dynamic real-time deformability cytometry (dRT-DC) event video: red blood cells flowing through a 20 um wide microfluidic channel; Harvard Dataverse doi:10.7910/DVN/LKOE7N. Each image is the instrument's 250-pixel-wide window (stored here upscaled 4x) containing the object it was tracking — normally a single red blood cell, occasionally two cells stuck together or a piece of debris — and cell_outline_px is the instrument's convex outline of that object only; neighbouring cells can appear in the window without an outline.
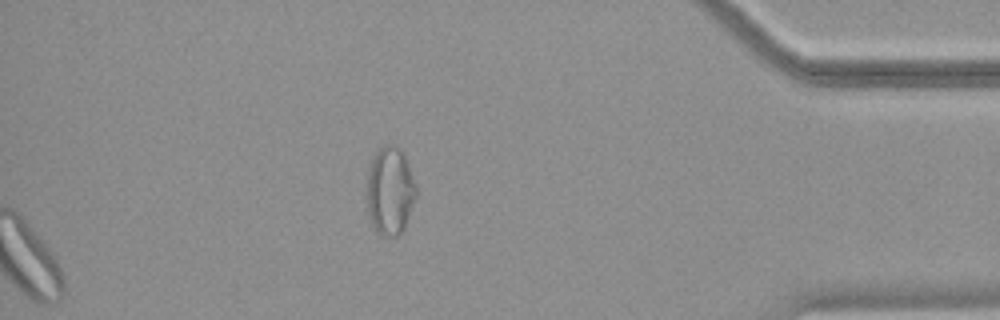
{"species": "common noctule bat (a hibernating species)", "species_latin": "Nyctalus noctula", "temperature_condition": "warm", "stored_images_in_passage": 44, "camera_frame_rate_fps": 3000, "um_per_image_px": 0.085, "animal": {"sex": "female", "body_mass_g": 18.4}, "frame": {"image": 1, "passage_image": 44, "time_ms": 14.333, "image_size_px": [1000, 320], "cell_outline_px": [[416, 196], [404, 228], [396, 236], [380, 236], [376, 232], [372, 224], [368, 212], [364, 188], [368, 168], [372, 156], [384, 144], [392, 144], [400, 148], [404, 152], [416, 188]], "centroid_in_image_um": [33.1, 16.2], "position_along_channel_um": 402.1, "area_um2": 25.84}}